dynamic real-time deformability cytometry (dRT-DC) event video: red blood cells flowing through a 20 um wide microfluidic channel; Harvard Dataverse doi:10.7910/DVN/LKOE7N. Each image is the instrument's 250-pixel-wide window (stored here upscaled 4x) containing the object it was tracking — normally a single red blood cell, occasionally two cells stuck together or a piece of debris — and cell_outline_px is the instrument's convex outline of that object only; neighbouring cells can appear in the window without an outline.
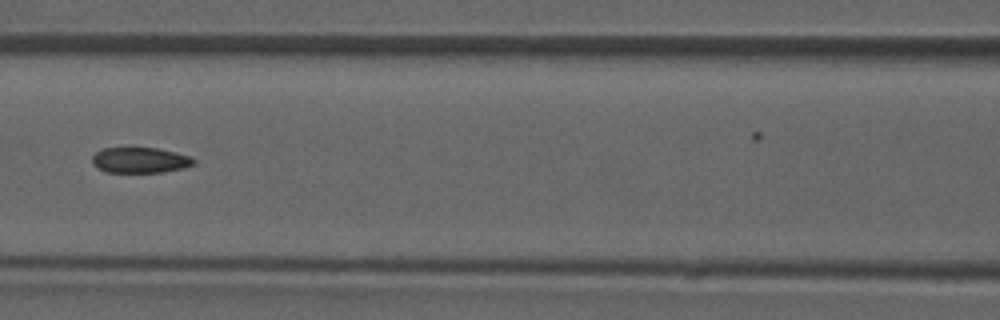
{"species": "common noctule bat (a hibernating species)", "species_latin": "Nyctalus noctula", "temperature_condition": "room temperature", "stored_images_in_passage": 42, "camera_frame_rate_fps": 3000, "um_per_image_px": 0.085, "animal": {"sex": "male", "forearm_length_mm": 52.5}, "frame": {"image": 1, "passage_image": 21, "time_ms": 6.667, "image_size_px": [1000, 320], "cell_outline_px": [[196, 164], [184, 168], [160, 172], [104, 172], [92, 164], [92, 156], [96, 152], [104, 148], [124, 144], [128, 144], [156, 148], [176, 152], [192, 156], [196, 160]], "centroid_in_image_um": [11.88, 13.56], "position_along_channel_um": 154.7, "area_um2": 16.07}}